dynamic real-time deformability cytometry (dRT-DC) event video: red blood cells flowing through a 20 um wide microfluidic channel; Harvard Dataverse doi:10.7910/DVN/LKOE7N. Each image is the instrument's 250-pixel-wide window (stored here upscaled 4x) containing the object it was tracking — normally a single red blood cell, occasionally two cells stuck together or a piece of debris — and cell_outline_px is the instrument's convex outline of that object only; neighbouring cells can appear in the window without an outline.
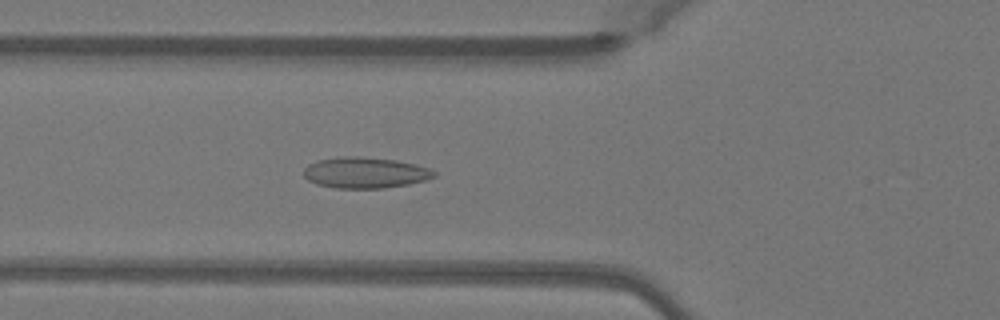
{"species": "Egyptian fruit bat (a non-hibernating species)", "species_latin": "Rousettus aegyptiacus", "temperature_condition": "warm", "stored_images_in_passage": 49, "camera_frame_rate_fps": 3000, "um_per_image_px": 0.085, "animal": {"sex": "female"}, "frame": {"image": 1, "passage_image": 17, "time_ms": 5.333, "image_size_px": [1000, 320], "cell_outline_px": [[436, 176], [424, 180], [408, 184], [384, 188], [336, 188], [316, 184], [308, 180], [304, 176], [304, 168], [308, 164], [320, 160], [344, 156], [360, 156], [396, 160], [416, 164], [428, 168], [436, 172]], "centroid_in_image_um": [31.03, 14.67], "position_along_channel_um": 94.8, "area_um2": 23.47}}
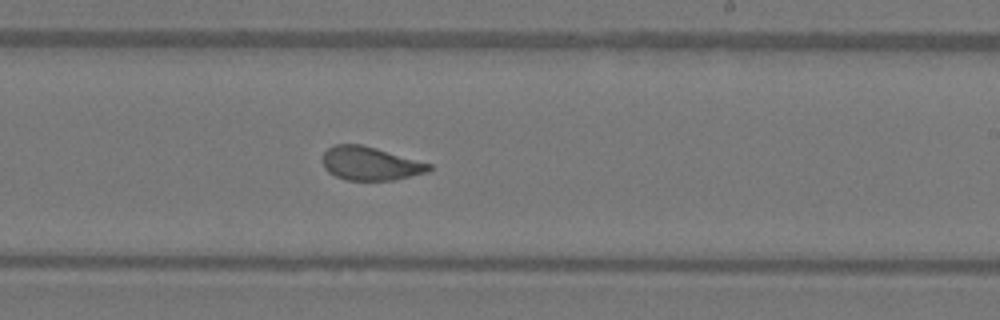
{"frame": {"image": 2, "passage_image": 29, "time_ms": 9.333, "image_size_px": [1000, 320], "cell_outline_px": [[432, 168], [428, 172], [392, 180], [348, 180], [336, 176], [328, 172], [324, 168], [320, 160], [324, 152], [328, 148], [336, 144], [360, 144], [376, 148], [432, 164]], "centroid_in_image_um": [31.44, 13.89], "position_along_channel_um": 257.6, "area_um2": 20.81}}
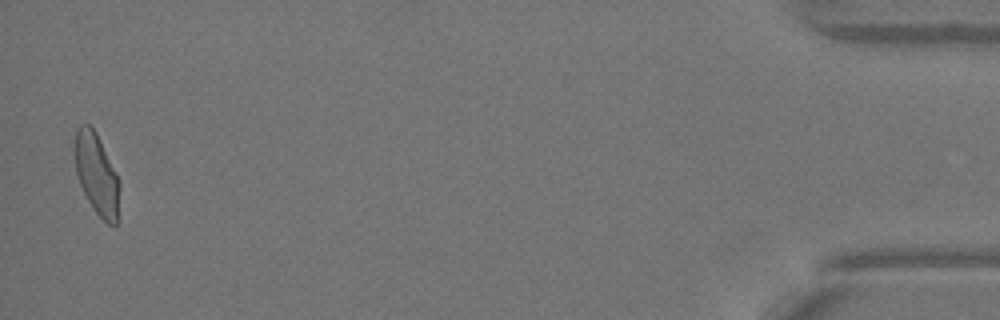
{"frame": {"image": 3, "passage_image": 48, "time_ms": 15.667, "image_size_px": [1000, 320], "cell_outline_px": [[120, 184], [116, 224], [108, 224], [96, 212], [88, 200], [80, 184], [76, 172], [76, 128], [80, 124], [88, 124], [96, 132], [120, 180]], "centroid_in_image_um": [8.24, 14.79], "position_along_channel_um": 427.0, "area_um2": 20.63}, "authors_computed_cell_mechanics": {"area_um2": 21.7906, "velocity_mm_per_s": 4.062, "shape_relaxation_time_tau1_ms": 6.9311, "shape_relaxation_time_tau2_ms": 0.885, "deformation_change_tau1": 0.1971, "deformation_change_tau2": 0.0679}}